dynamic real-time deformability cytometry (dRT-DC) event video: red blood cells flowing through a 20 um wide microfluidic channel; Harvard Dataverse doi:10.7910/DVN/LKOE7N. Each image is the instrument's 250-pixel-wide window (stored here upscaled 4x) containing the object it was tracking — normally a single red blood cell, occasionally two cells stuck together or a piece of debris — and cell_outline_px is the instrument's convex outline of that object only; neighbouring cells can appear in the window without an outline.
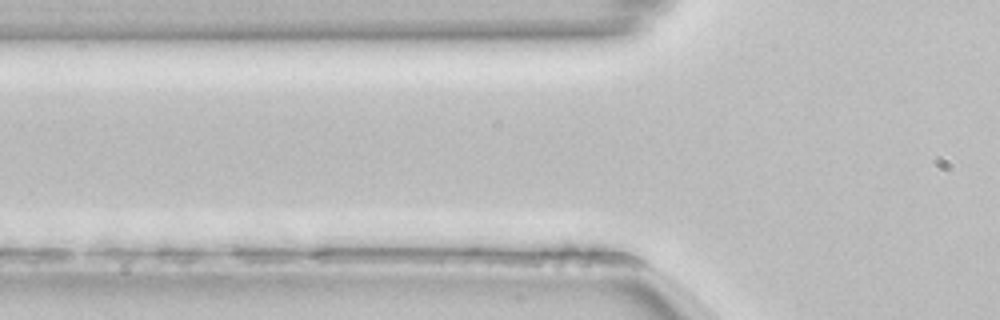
{"species": "common noctule bat (a hibernating species)", "species_latin": "Nyctalus noctula", "temperature_condition": "room temperature", "stored_images_in_passage": 4, "camera_frame_rate_fps": 3000, "um_per_image_px": 0.085, "animal": {"sex": "female", "body_mass_g": 22.7, "forearm_length_mm": 54.2}, "frame": {"image": 1, "passage_image": 2, "time_ms": 0.333, "image_size_px": [1000, 320], "cell_outline_px": [[640, 264], [584, 264], [512, 256], [532, 248], [568, 244], [620, 256], [636, 260]], "centroid_in_image_um": [48.85, 21.71], "position_along_channel_um": 76.9, "area_um2": 10.35}}